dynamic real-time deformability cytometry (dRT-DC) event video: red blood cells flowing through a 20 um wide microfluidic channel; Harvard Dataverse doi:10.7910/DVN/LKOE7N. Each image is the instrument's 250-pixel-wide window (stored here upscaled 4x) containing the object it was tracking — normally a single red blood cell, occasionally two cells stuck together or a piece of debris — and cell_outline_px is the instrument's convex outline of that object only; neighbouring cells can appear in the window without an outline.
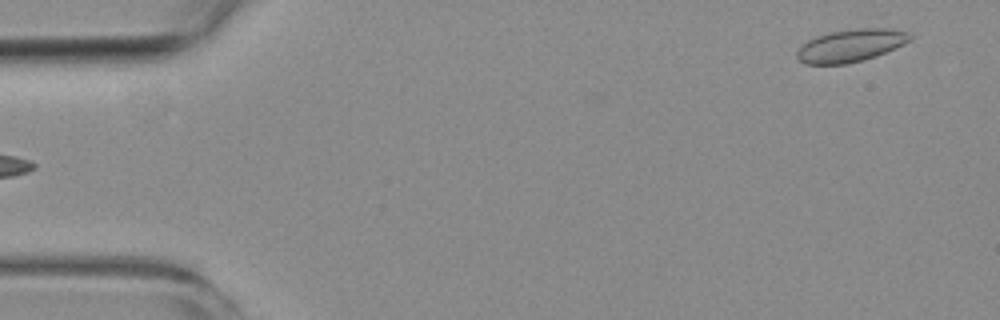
{"species": "common noctule bat (a hibernating species)", "species_latin": "Nyctalus noctula", "temperature_condition": "room temperature", "stored_images_in_passage": 2, "camera_frame_rate_fps": 3000, "um_per_image_px": 0.085, "animal": {"sex": "female", "body_mass_g": 19.3, "forearm_length_mm": 54.1}, "frame": {"image": 1, "passage_image": 2, "time_ms": 1.0, "image_size_px": [1000, 320], "cell_outline_px": [[912, 40], [904, 44], [876, 56], [864, 60], [848, 64], [804, 64], [796, 56], [796, 52], [808, 40], [816, 36], [880, 12], [908, 32], [912, 36]], "centroid_in_image_um": [72.63, 3.56], "position_along_channel_um": 12.4, "area_um2": 25.84}}